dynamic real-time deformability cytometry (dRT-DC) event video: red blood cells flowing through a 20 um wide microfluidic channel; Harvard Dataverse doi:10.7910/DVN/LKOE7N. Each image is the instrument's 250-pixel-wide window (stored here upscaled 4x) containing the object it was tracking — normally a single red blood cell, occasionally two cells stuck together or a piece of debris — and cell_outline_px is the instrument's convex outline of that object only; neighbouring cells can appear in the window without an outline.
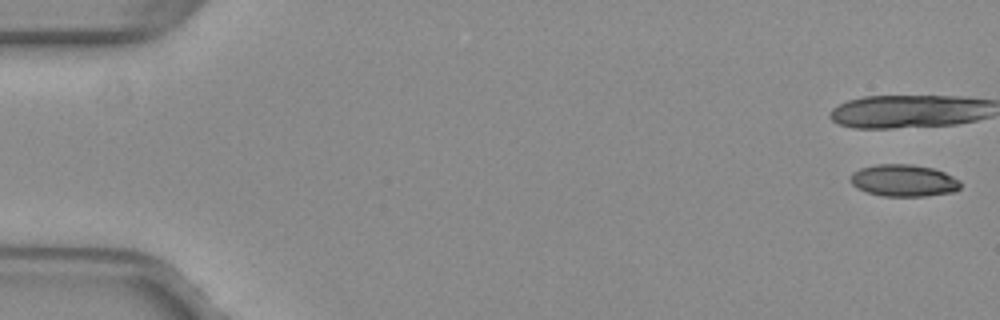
{"species": "common noctule bat (a hibernating species)", "species_latin": "Nyctalus noctula", "temperature_condition": "warm", "stored_images_in_passage": 17, "camera_frame_rate_fps": 3000, "um_per_image_px": 0.085, "animal": {"sex": "female", "body_mass_g": 29.2, "forearm_length_mm": 56.3}, "frame": {"image": 1, "passage_image": 1, "time_ms": 0.0, "image_size_px": [1000, 320], "cell_outline_px": [[960, 188], [956, 192], [924, 196], [880, 196], [856, 188], [852, 184], [852, 172], [860, 168], [876, 164], [912, 164], [932, 168], [944, 172], [960, 180]], "centroid_in_image_um": [76.83, 15.35], "position_along_channel_um": 8.2, "area_um2": 20.58}}